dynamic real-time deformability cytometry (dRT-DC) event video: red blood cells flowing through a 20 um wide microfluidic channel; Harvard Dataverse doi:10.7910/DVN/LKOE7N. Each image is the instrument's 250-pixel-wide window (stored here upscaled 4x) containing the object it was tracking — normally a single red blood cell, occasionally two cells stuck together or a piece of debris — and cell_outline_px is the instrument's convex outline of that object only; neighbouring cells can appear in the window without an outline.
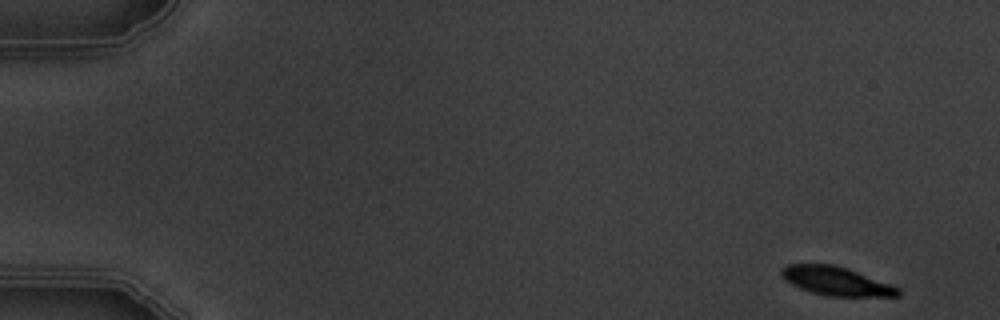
{"species": "common noctule bat (a hibernating species)", "species_latin": "Nyctalus noctula", "temperature_condition": "warm", "stored_images_in_passage": 4, "camera_frame_rate_fps": 3000, "um_per_image_px": 0.085, "animal": {"sex": "male", "body_mass_g": 19.5, "forearm_length_mm": 54.6}, "frame": {"image": 1, "passage_image": 1, "time_ms": 0.0, "image_size_px": [1000, 320], "cell_outline_px": [[900, 296], [828, 296], [812, 292], [800, 288], [784, 280], [780, 272], [780, 268], [788, 264], [832, 264], [848, 268], [892, 284], [900, 288]], "centroid_in_image_um": [71.08, 23.88], "position_along_channel_um": 13.9, "area_um2": 19.59}}